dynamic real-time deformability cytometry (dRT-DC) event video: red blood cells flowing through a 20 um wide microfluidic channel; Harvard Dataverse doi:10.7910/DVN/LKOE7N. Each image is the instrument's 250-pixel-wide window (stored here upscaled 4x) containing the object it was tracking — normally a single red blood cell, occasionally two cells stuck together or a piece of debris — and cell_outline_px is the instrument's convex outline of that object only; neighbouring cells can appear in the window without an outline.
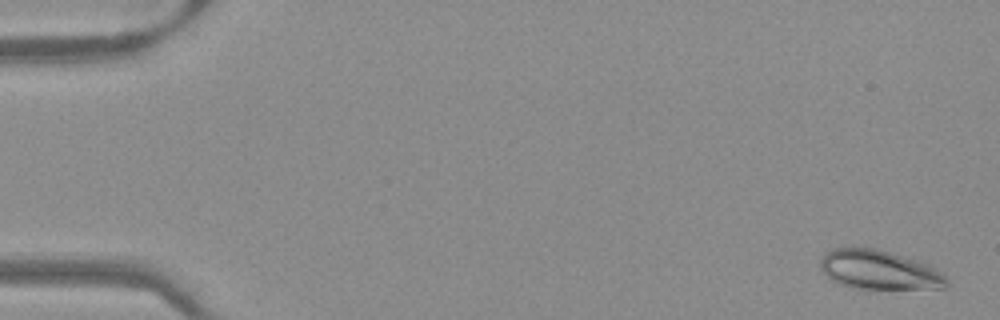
{"species": "Egyptian fruit bat (a non-hibernating species)", "species_latin": "Rousettus aegyptiacus", "temperature_condition": "warm", "stored_images_in_passage": 52, "camera_frame_rate_fps": 3000, "um_per_image_px": 0.085, "frame": {"image": 1, "passage_image": 2, "time_ms": 0.333, "image_size_px": [1000, 320], "cell_outline_px": [[948, 288], [868, 292], [852, 288], [840, 284], [832, 280], [820, 268], [820, 256], [824, 252], [836, 248], [876, 248], [916, 260], [928, 264], [936, 268], [948, 280]], "centroid_in_image_um": [74.75, 23.01], "position_along_channel_um": 10.2, "area_um2": 30.06}}
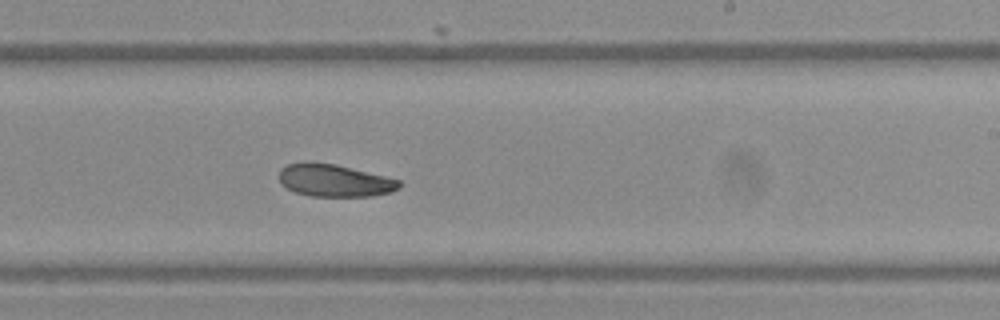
{"frame": {"image": 2, "passage_image": 32, "time_ms": 10.333, "image_size_px": [1000, 320], "cell_outline_px": [[400, 188], [392, 192], [372, 196], [312, 196], [296, 192], [280, 184], [280, 168], [288, 164], [304, 160], [308, 160], [336, 164], [400, 180]], "centroid_in_image_um": [28.4, 15.32], "position_along_channel_um": 260.6, "area_um2": 22.89}}
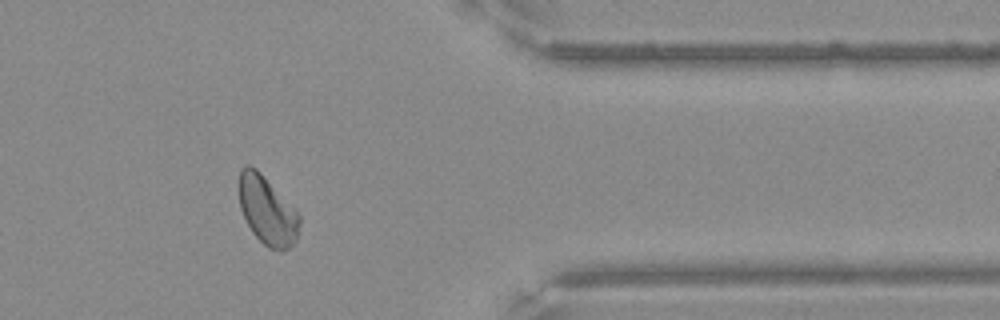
{"frame": {"image": 3, "passage_image": 43, "time_ms": 14.0, "image_size_px": [1000, 320], "cell_outline_px": [[300, 224], [296, 240], [288, 248], [280, 252], [268, 248], [252, 232], [240, 208], [236, 188], [236, 184], [240, 168], [244, 164], [248, 164], [256, 168], [296, 208], [300, 216]], "centroid_in_image_um": [22.68, 17.84], "position_along_channel_um": 388.7, "area_um2": 24.8}}